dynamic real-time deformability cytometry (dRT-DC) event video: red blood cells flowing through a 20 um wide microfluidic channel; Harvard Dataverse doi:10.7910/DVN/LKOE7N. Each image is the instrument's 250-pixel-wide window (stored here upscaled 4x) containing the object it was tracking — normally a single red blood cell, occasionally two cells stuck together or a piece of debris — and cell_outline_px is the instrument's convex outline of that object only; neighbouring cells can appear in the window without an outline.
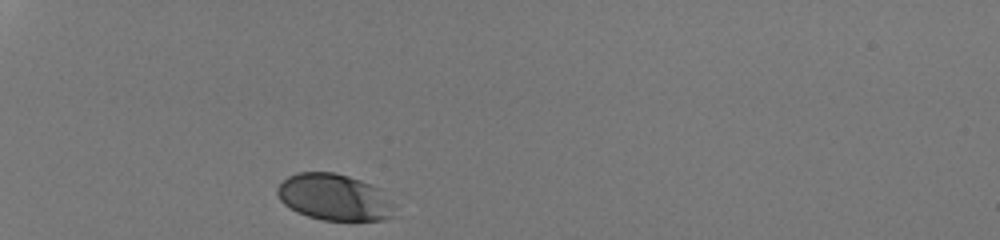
{"species": "human", "species_latin": "Homo sapiens", "temperature_condition": "room temperature", "stored_images_in_passage": 29, "camera_frame_rate_fps": 3000, "um_per_image_px": 0.085, "donor": {"sex": "male"}, "frame": {"image": 1, "passage_image": 1, "time_ms": 0.0, "image_size_px": [1000, 240], "cell_outline_px": [[396, 216], [384, 220], [324, 220], [308, 216], [296, 212], [284, 204], [280, 200], [276, 192], [276, 188], [288, 176], [296, 172], [336, 172], [360, 180], [380, 188], [392, 204]], "centroid_in_image_um": [28.41, 16.76], "position_along_channel_um": 56.6, "area_um2": 31.85}}
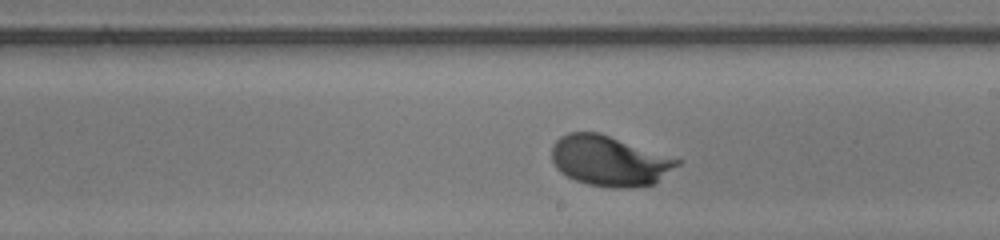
{"frame": {"image": 2, "passage_image": 17, "time_ms": 5.333, "image_size_px": [1000, 240], "cell_outline_px": [[684, 160], [680, 164], [656, 184], [632, 188], [612, 188], [588, 184], [576, 180], [560, 172], [556, 168], [552, 160], [552, 144], [560, 136], [568, 132], [600, 132]], "centroid_in_image_um": [51.84, 13.67], "position_along_channel_um": 237.2, "area_um2": 37.34}}
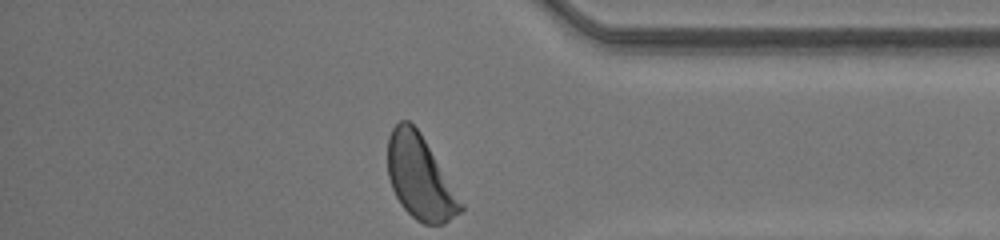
{"frame": {"image": 3, "passage_image": 29, "time_ms": 9.333, "image_size_px": [1000, 240], "cell_outline_px": [[464, 208], [460, 212], [444, 224], [424, 224], [416, 220], [400, 204], [392, 188], [388, 176], [388, 136], [392, 128], [400, 120], [408, 120], [420, 132], [464, 204]], "centroid_in_image_um": [35.69, 15.08], "position_along_channel_um": 399.5, "area_um2": 35.32}, "authors_computed_cell_mechanics": {"area_um2": 35.3158, "velocity_mm_per_s": 4.2053, "shape_relaxation_time_tau1_ms": 1.7979, "shape_relaxation_time_tau2_ms": null, "deformation_change_tau1": 0.1201, "deformation_change_tau2": null}}